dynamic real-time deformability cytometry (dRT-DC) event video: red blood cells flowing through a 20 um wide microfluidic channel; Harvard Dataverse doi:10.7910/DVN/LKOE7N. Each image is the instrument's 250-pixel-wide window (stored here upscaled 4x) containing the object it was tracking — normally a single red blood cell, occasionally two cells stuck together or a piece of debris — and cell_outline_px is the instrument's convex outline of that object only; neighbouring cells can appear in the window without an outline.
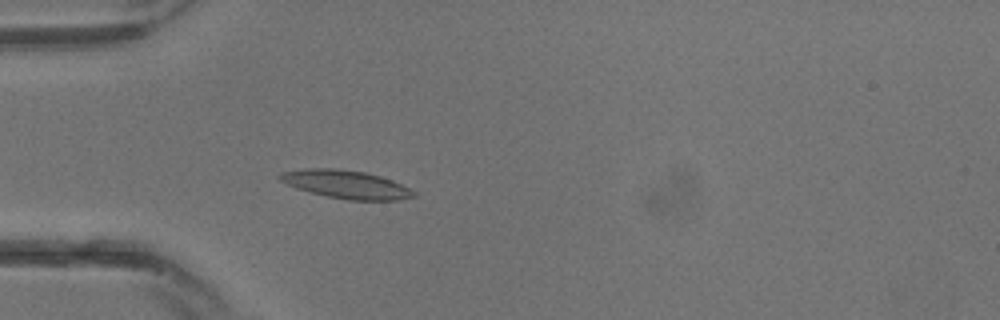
{"species": "common noctule bat (a hibernating species)", "species_latin": "Nyctalus noctula", "temperature_condition": "warm", "stored_images_in_passage": 14, "camera_frame_rate_fps": 3000, "um_per_image_px": 0.085, "animal": {"sex": "male", "body_mass_g": 13.3}, "frame": {"image": 1, "passage_image": 10, "time_ms": 3.0, "image_size_px": [1000, 320], "cell_outline_px": [[416, 196], [396, 200], [348, 200], [328, 196], [296, 188], [280, 180], [276, 176], [280, 172], [304, 168], [332, 168], [364, 172], [380, 176], [392, 180], [416, 192]], "centroid_in_image_um": [29.39, 15.66], "position_along_channel_um": 55.6, "area_um2": 21.79}}
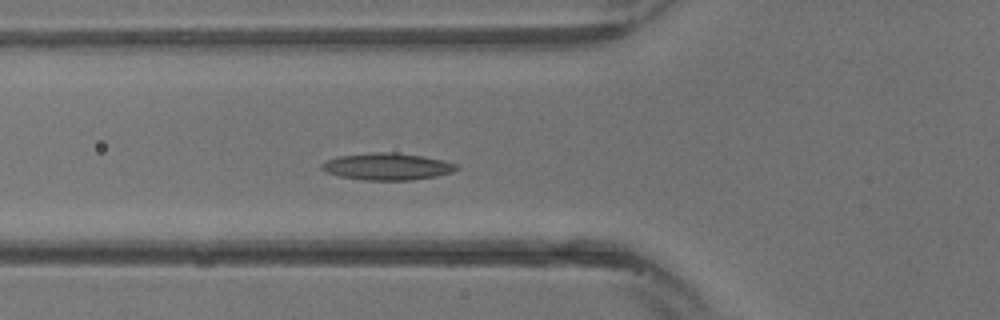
{"frame": {"image": 2, "passage_image": 12, "time_ms": 3.667, "image_size_px": [1000, 320], "cell_outline_px": [[460, 168], [452, 172], [436, 176], [412, 180], [364, 180], [340, 176], [324, 172], [320, 168], [320, 164], [328, 160], [340, 156], [372, 152], [392, 152], [424, 156], [444, 160], [460, 164]], "centroid_in_image_um": [32.95, 14.15], "position_along_channel_um": 92.9, "area_um2": 21.33}}
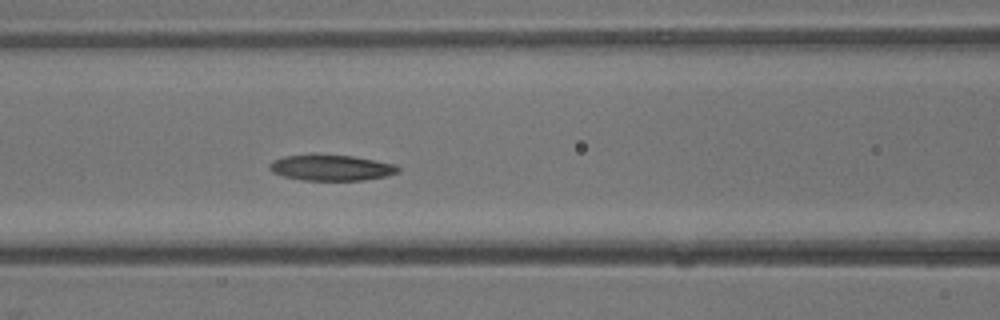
{"frame": {"image": 3, "passage_image": 14, "time_ms": 4.333, "image_size_px": [1000, 320], "cell_outline_px": [[400, 172], [384, 176], [364, 180], [304, 180], [284, 176], [272, 172], [268, 168], [268, 164], [272, 160], [284, 156], [352, 156], [396, 164], [400, 168]], "centroid_in_image_um": [28.16, 14.27], "position_along_channel_um": 138.4, "area_um2": 18.9}}